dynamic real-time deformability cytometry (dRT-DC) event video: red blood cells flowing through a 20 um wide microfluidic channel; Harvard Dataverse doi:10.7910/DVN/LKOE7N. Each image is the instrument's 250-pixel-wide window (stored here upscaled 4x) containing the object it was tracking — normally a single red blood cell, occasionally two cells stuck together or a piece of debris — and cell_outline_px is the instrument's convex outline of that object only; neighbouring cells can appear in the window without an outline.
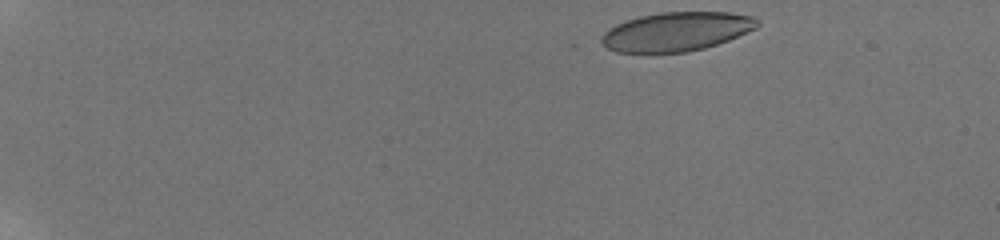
{"species": "human", "species_latin": "Homo sapiens", "temperature_condition": "room temperature", "stored_images_in_passage": 14, "camera_frame_rate_fps": 3000, "um_per_image_px": 0.085, "donor": {"sex": "male"}, "frame": {"image": 1, "passage_image": 1, "time_ms": 0.0, "image_size_px": [1000, 240], "cell_outline_px": [[760, 24], [756, 28], [728, 40], [704, 48], [684, 52], [616, 52], [608, 48], [600, 40], [604, 32], [608, 28], [616, 24], [640, 16], [660, 12], [728, 12], [752, 16], [760, 20]], "centroid_in_image_um": [57.51, 2.67], "position_along_channel_um": 27.5, "area_um2": 35.2}}
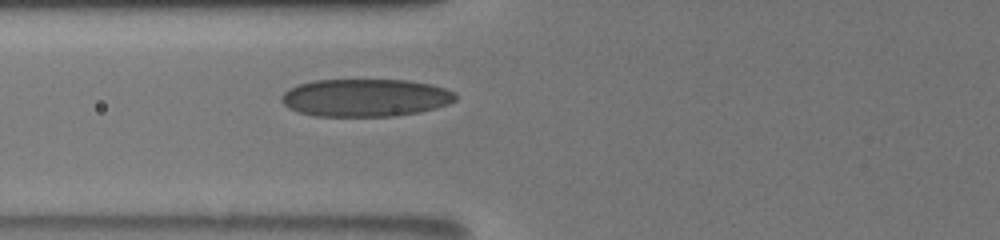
{"frame": {"image": 2, "passage_image": 14, "time_ms": 5.333, "image_size_px": [1000, 240], "cell_outline_px": [[456, 100], [448, 104], [436, 108], [420, 112], [392, 116], [316, 116], [300, 112], [288, 108], [280, 100], [280, 96], [288, 88], [312, 80], [408, 80], [432, 84], [456, 92]], "centroid_in_image_um": [31.06, 8.3], "position_along_channel_um": 94.7, "area_um2": 38.44}}